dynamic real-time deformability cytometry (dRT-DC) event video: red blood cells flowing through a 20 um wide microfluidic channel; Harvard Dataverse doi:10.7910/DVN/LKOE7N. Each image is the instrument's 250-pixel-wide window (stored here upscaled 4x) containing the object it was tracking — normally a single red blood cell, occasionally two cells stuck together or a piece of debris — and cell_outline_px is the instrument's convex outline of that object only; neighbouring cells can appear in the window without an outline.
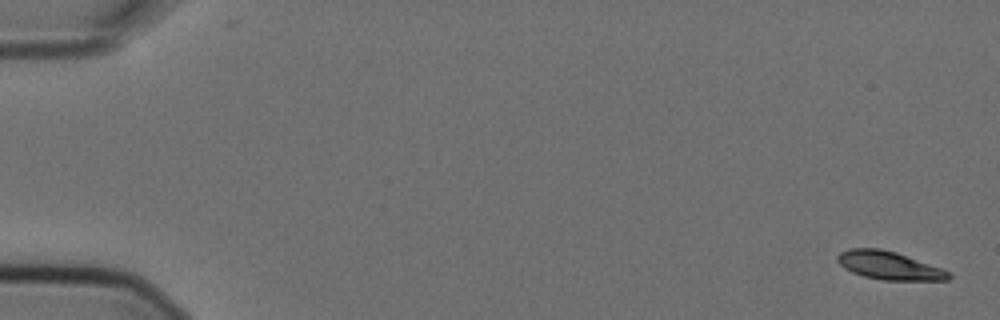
{"species": "Egyptian fruit bat (a non-hibernating species)", "species_latin": "Rousettus aegyptiacus", "temperature_condition": "cold", "stored_images_in_passage": 7, "camera_frame_rate_fps": 3000, "um_per_image_px": 0.085, "animal": {"sex": "female"}, "frame": {"image": 1, "passage_image": 1, "time_ms": 0.0, "image_size_px": [1000, 320], "cell_outline_px": [[952, 276], [948, 280], [880, 280], [864, 276], [852, 272], [844, 268], [836, 260], [836, 256], [840, 252], [848, 248], [880, 248], [896, 252], [940, 268], [948, 272]], "centroid_in_image_um": [75.52, 22.56], "position_along_channel_um": 9.5, "area_um2": 18.15}}
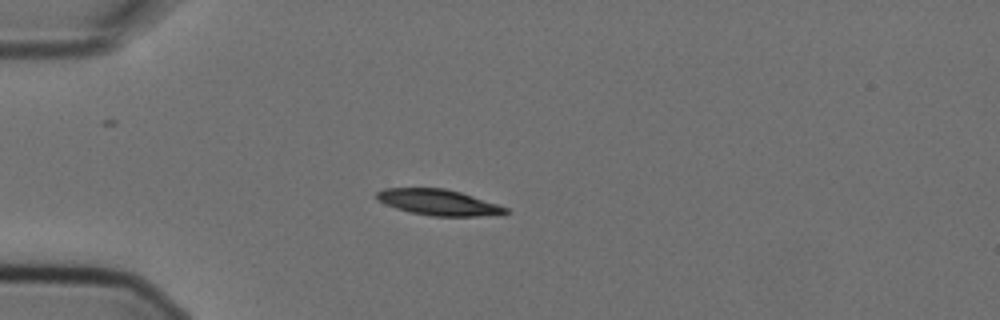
{"frame": {"image": 2, "passage_image": 5, "time_ms": 1.333, "image_size_px": [1000, 320], "cell_outline_px": [[508, 212], [504, 216], [432, 216], [408, 212], [384, 204], [376, 200], [376, 192], [384, 188], [444, 188], [460, 192], [508, 208]], "centroid_in_image_um": [37.26, 17.21], "position_along_channel_um": 47.7, "area_um2": 19.59}}
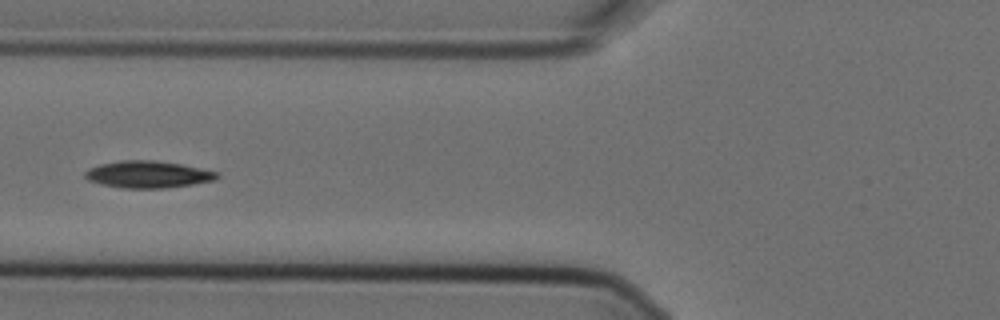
{"frame": {"image": 3, "passage_image": 7, "time_ms": 2.0, "image_size_px": [1000, 320], "cell_outline_px": [[220, 176], [216, 180], [192, 184], [164, 188], [120, 188], [88, 180], [84, 176], [84, 172], [88, 168], [100, 164], [120, 160], [156, 160], [180, 164], [220, 172]], "centroid_in_image_um": [12.59, 14.82], "position_along_channel_um": 113.2, "area_um2": 20.81}}